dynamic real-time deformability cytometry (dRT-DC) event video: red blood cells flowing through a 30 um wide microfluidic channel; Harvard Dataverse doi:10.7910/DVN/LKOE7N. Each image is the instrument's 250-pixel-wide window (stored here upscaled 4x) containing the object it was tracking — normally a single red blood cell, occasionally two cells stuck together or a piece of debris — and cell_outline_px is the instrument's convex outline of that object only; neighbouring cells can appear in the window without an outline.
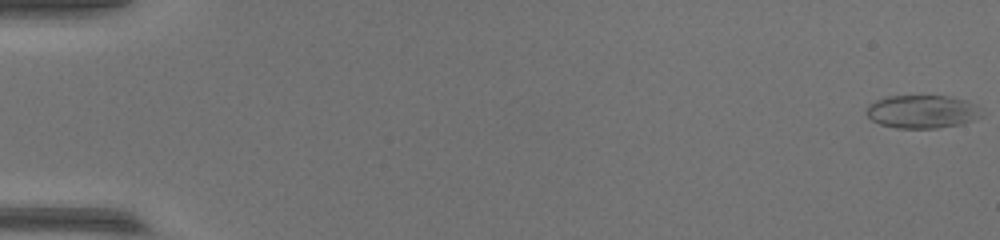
{"species": "common noctule bat (a hibernating species)", "species_latin": "Nyctalus noctula", "temperature_condition": "warm", "stored_images_in_passage": 54, "camera_frame_rate_fps": 3000, "um_per_image_px": 0.085, "animal": {"sex": "female", "body_mass_g": 17.0, "forearm_length_mm": 48.0}, "frame": {"image": 1, "passage_image": 1, "time_ms": 0.0, "image_size_px": [1000, 240], "cell_outline_px": [[984, 116], [960, 124], [936, 128], [896, 128], [880, 124], [872, 120], [868, 116], [868, 104], [876, 100], [888, 96], [948, 96], [964, 100], [976, 104]], "centroid_in_image_um": [78.4, 9.49], "position_along_channel_um": 6.6, "area_um2": 22.14}}
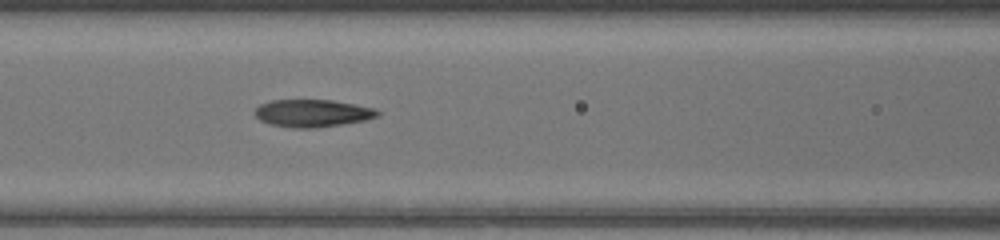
{"frame": {"image": 2, "passage_image": 25, "time_ms": 8.0, "image_size_px": [1000, 240], "cell_outline_px": [[380, 112], [376, 116], [364, 120], [316, 128], [296, 128], [272, 124], [260, 120], [252, 112], [260, 104], [272, 100], [332, 100], [372, 108]], "centroid_in_image_um": [26.49, 9.62], "position_along_channel_um": 140.1, "area_um2": 19.31}}
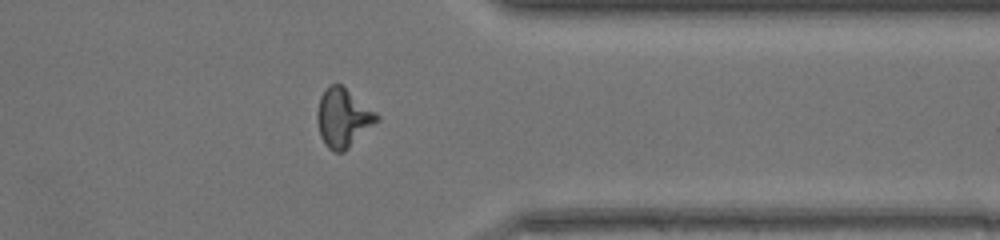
{"frame": {"image": 3, "passage_image": 44, "time_ms": 14.333, "image_size_px": [1000, 240], "cell_outline_px": [[380, 120], [344, 152], [336, 152], [328, 148], [324, 144], [320, 136], [316, 120], [316, 112], [320, 96], [324, 88], [328, 84], [340, 84], [376, 112], [380, 116]], "centroid_in_image_um": [29.14, 10.02], "position_along_channel_um": 382.3, "area_um2": 20.58}}